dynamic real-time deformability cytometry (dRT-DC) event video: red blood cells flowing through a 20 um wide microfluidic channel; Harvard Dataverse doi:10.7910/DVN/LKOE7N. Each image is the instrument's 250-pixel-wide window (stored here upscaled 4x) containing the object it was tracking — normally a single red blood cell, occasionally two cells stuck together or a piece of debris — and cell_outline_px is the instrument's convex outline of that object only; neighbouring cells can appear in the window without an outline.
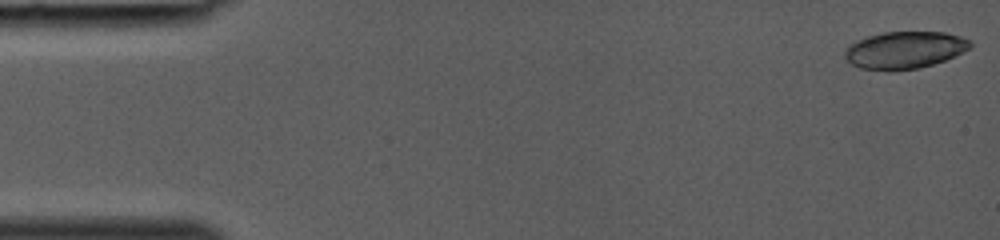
{"species": "common noctule bat (a hibernating species)", "species_latin": "Nyctalus noctula", "temperature_condition": "room temperature", "stored_images_in_passage": 30, "camera_frame_rate_fps": 3000, "um_per_image_px": 0.085, "animal": {"sex": "female", "body_mass_g": 19.0, "forearm_length_mm": 53.3}, "frame": {"image": 1, "passage_image": 1, "time_ms": 0.0, "image_size_px": [1000, 240], "cell_outline_px": [[972, 48], [964, 52], [944, 60], [920, 68], [892, 72], [888, 72], [860, 68], [852, 64], [844, 56], [844, 52], [848, 44], [856, 40], [868, 36], [884, 32], [944, 32], [960, 36], [972, 40]], "centroid_in_image_um": [76.89, 4.26], "position_along_channel_um": 8.1, "area_um2": 27.63}}
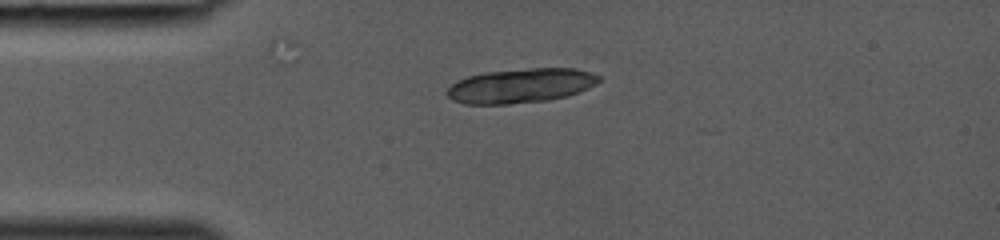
{"frame": {"image": 2, "passage_image": 10, "time_ms": 3.0, "image_size_px": [1000, 240], "cell_outline_px": [[600, 80], [596, 84], [588, 88], [568, 96], [548, 100], [508, 104], [464, 104], [452, 100], [444, 92], [456, 80], [468, 76], [484, 72], [532, 68], [576, 68], [600, 76]], "centroid_in_image_um": [44.23, 7.29], "position_along_channel_um": 40.8, "area_um2": 30.58}}